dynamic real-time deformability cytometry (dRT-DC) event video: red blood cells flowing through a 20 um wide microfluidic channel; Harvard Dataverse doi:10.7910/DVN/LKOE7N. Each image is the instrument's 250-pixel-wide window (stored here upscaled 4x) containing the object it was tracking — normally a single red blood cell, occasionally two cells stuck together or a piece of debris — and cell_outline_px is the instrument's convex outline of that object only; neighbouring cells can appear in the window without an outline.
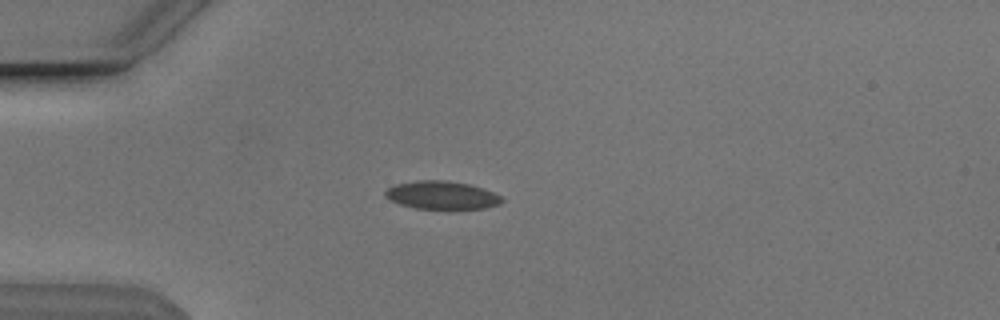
{"species": "Egyptian fruit bat (a non-hibernating species)", "species_latin": "Rousettus aegyptiacus", "temperature_condition": "cold", "stored_images_in_passage": 48, "camera_frame_rate_fps": 3000, "um_per_image_px": 0.085, "animal": {"sex": "male"}, "frame": {"image": 1, "passage_image": 14, "time_ms": 4.333, "image_size_px": [1000, 320], "cell_outline_px": [[504, 200], [500, 204], [484, 208], [416, 208], [400, 204], [384, 196], [384, 192], [388, 188], [396, 184], [416, 180], [448, 180], [468, 184], [484, 188], [500, 196]], "centroid_in_image_um": [37.55, 16.57], "position_along_channel_um": 47.5, "area_um2": 18.9}}
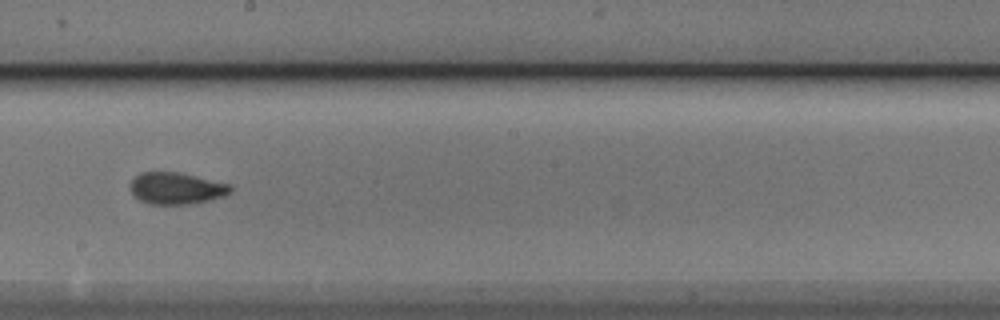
{"frame": {"image": 2, "passage_image": 30, "time_ms": 9.667, "image_size_px": [1000, 320], "cell_outline_px": [[232, 192], [224, 196], [208, 200], [188, 204], [148, 204], [140, 200], [128, 188], [132, 180], [140, 172], [180, 172], [232, 184]], "centroid_in_image_um": [15.01, 16.0], "position_along_channel_um": 233.2, "area_um2": 18.67}}
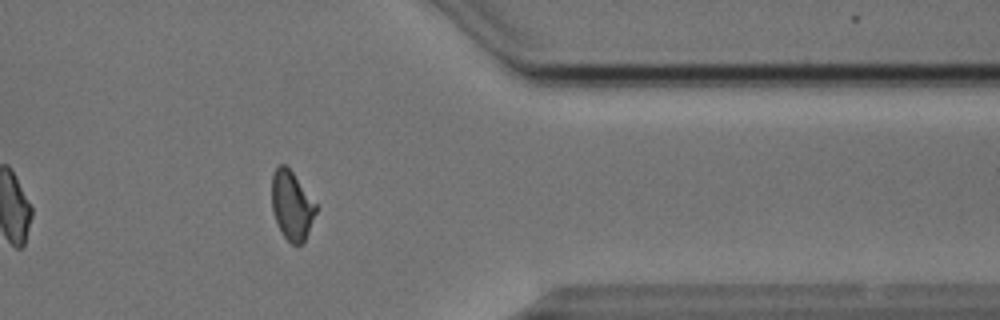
{"frame": {"image": 3, "passage_image": 43, "time_ms": 14.0, "image_size_px": [1000, 320], "cell_outline_px": [[316, 212], [304, 244], [292, 244], [280, 232], [272, 212], [272, 176], [276, 168], [280, 164], [284, 164], [292, 172], [316, 204]], "centroid_in_image_um": [24.79, 17.5], "position_along_channel_um": 386.6, "area_um2": 17.57}, "authors_computed_cell_mechanics": {"area_um2": 18.8717, "velocity_mm_per_s": 3.8377, "shape_relaxation_time_tau1_ms": 4.659, "shape_relaxation_time_tau2_ms": 1.7382, "deformation_change_tau1": 0.1147, "deformation_change_tau2": 0.062}}